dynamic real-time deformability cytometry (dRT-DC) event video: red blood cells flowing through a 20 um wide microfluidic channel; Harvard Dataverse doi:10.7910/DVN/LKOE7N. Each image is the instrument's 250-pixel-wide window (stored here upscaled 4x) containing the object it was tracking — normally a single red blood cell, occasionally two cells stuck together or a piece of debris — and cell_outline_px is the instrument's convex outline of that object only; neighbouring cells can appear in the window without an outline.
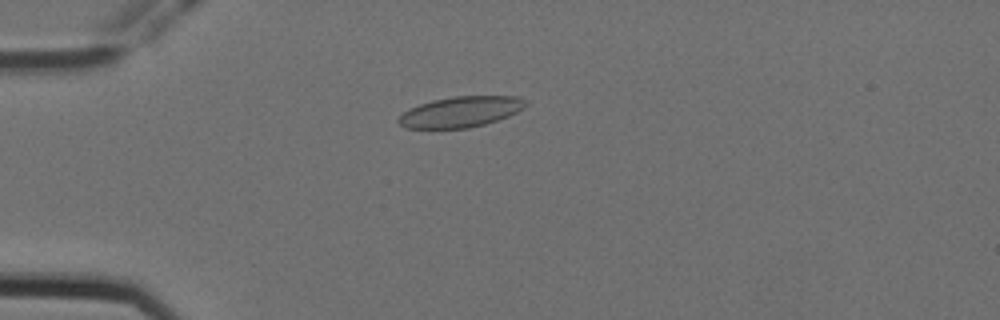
{"species": "Egyptian fruit bat (a non-hibernating species)", "species_latin": "Rousettus aegyptiacus", "temperature_condition": "cold", "stored_images_in_passage": 58, "camera_frame_rate_fps": 3000, "um_per_image_px": 0.085, "animal": {"sex": "female"}, "frame": {"image": 1, "passage_image": 16, "time_ms": 5.0, "image_size_px": [1000, 320], "cell_outline_px": [[528, 104], [524, 108], [508, 116], [484, 124], [468, 128], [404, 128], [396, 120], [408, 108], [432, 100], [452, 96], [516, 96], [524, 100]], "centroid_in_image_um": [39.13, 9.5], "position_along_channel_um": 45.9, "area_um2": 22.66}}
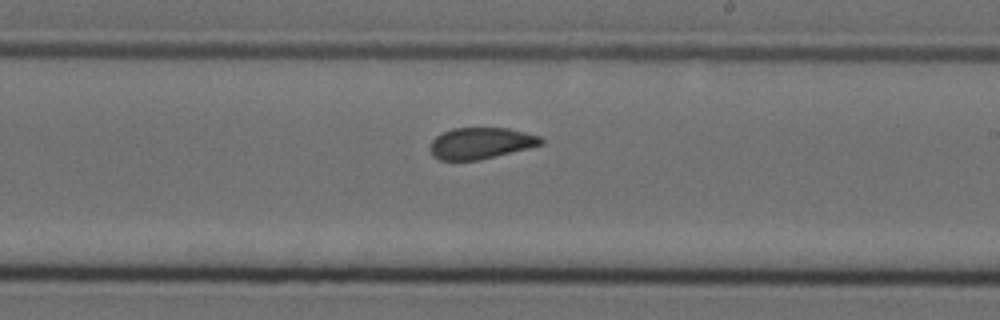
{"frame": {"image": 2, "passage_image": 35, "time_ms": 11.333, "image_size_px": [1000, 320], "cell_outline_px": [[544, 144], [480, 160], [440, 160], [432, 156], [428, 148], [432, 140], [436, 136], [452, 128], [508, 128], [540, 136], [544, 140]], "centroid_in_image_um": [40.85, 12.18], "position_along_channel_um": 248.2, "area_um2": 20.35}}
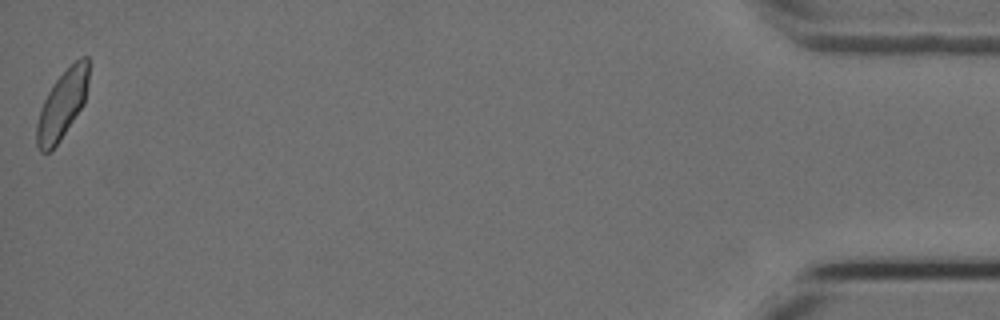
{"frame": {"image": 3, "passage_image": 58, "time_ms": 19.0, "image_size_px": [1000, 320], "cell_outline_px": [[88, 84], [84, 104], [60, 140], [48, 152], [40, 152], [36, 144], [36, 124], [40, 108], [52, 84], [80, 56], [88, 56]], "centroid_in_image_um": [5.28, 8.9], "position_along_channel_um": 429.9, "area_um2": 20.52}, "authors_computed_cell_mechanics": {"area_um2": 21.3571, "velocity_mm_per_s": 3.538, "shape_relaxation_time_tau1_ms": null, "shape_relaxation_time_tau2_ms": 1.5853, "deformation_change_tau1": null, "deformation_change_tau2": 0.0489}}